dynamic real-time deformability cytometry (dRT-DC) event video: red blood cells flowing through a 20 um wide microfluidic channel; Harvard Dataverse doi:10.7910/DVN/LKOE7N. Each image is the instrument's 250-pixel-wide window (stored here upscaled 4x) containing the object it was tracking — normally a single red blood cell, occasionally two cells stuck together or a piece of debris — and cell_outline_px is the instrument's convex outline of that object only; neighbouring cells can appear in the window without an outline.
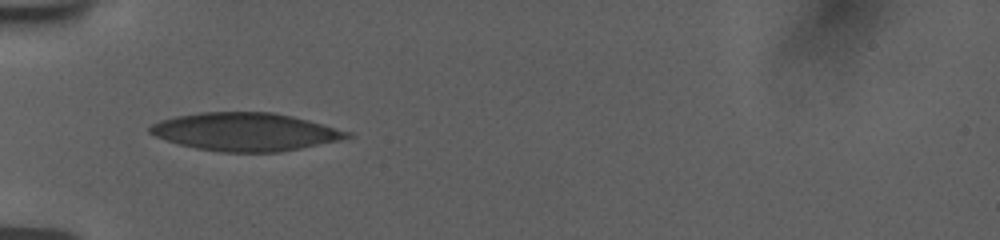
{"species": "human", "species_latin": "Homo sapiens", "temperature_condition": "room temperature", "stored_images_in_passage": 6, "camera_frame_rate_fps": 3000, "um_per_image_px": 0.085, "donor": {"sex": "female"}, "frame": {"image": 1, "passage_image": 5, "time_ms": 4.0, "image_size_px": [1000, 240], "cell_outline_px": [[356, 136], [340, 140], [280, 152], [220, 152], [196, 148], [180, 144], [156, 136], [148, 132], [148, 128], [152, 124], [160, 120], [176, 116], [200, 112], [276, 112], [324, 124], [352, 132]], "centroid_in_image_um": [20.89, 11.2], "position_along_channel_um": 64.1, "area_um2": 43.75}}
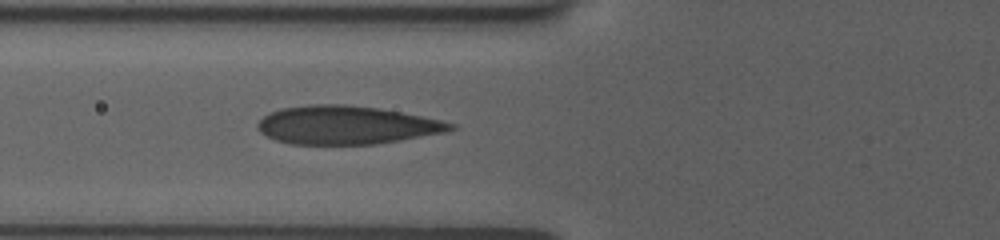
{"frame": {"image": 2, "passage_image": 6, "time_ms": 5.0, "image_size_px": [1000, 240], "cell_outline_px": [[456, 128], [448, 132], [376, 144], [292, 144], [276, 140], [260, 132], [256, 128], [256, 124], [268, 112], [280, 108], [308, 104], [344, 104], [380, 108], [440, 120], [456, 124]], "centroid_in_image_um": [29.43, 10.62], "position_along_channel_um": 96.4, "area_um2": 43.23}}